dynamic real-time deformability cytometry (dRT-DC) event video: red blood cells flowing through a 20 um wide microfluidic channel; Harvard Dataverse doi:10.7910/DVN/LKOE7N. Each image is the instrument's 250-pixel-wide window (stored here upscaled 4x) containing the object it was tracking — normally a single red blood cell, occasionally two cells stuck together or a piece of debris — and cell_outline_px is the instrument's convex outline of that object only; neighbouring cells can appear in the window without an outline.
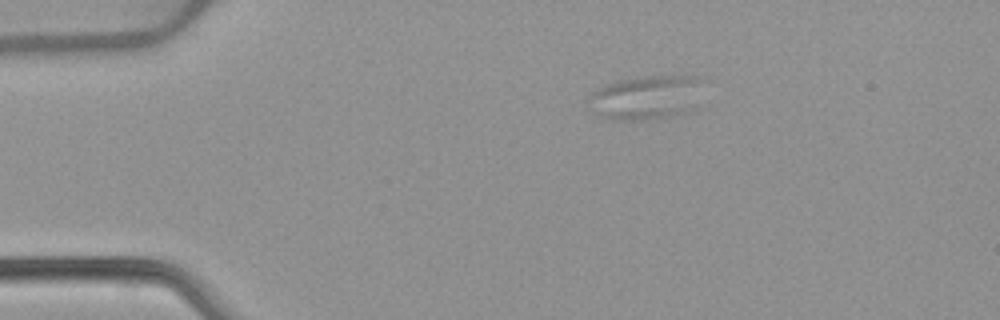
{"species": "common noctule bat (a hibernating species)", "species_latin": "Nyctalus noctula", "temperature_condition": "warm", "stored_images_in_passage": 45, "camera_frame_rate_fps": 3000, "um_per_image_px": 0.085, "animal": {"sex": "female", "body_mass_g": 22.7, "forearm_length_mm": 54.2}, "frame": {"image": 1, "passage_image": 1, "time_ms": 0.0, "image_size_px": [1000, 320], "cell_outline_px": [[704, 76], [696, 112], [648, 120], [604, 120], [588, 108], [588, 100], [592, 92], [596, 88], [604, 84], [620, 80], [640, 76]], "centroid_in_image_um": [54.96, 8.31], "position_along_channel_um": 30.0, "area_um2": 30.75}}
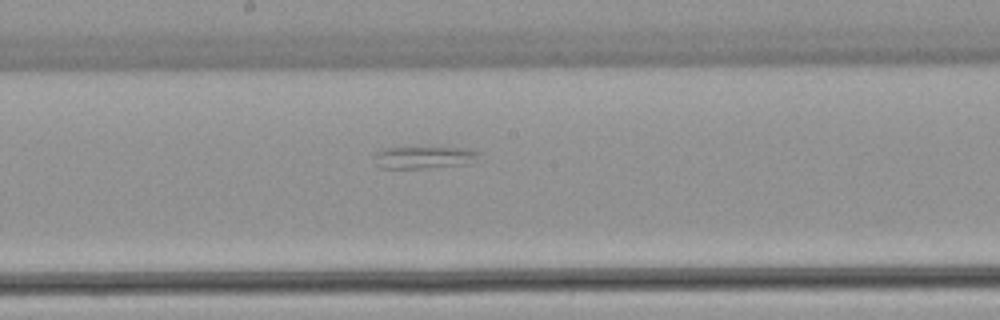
{"frame": {"image": 2, "passage_image": 20, "time_ms": 6.333, "image_size_px": [1000, 320], "cell_outline_px": [[484, 160], [476, 164], [428, 168], [380, 168], [376, 164], [376, 152], [384, 148], [472, 148], [480, 152]], "centroid_in_image_um": [36.27, 13.4], "position_along_channel_um": 211.9, "area_um2": 14.05}}
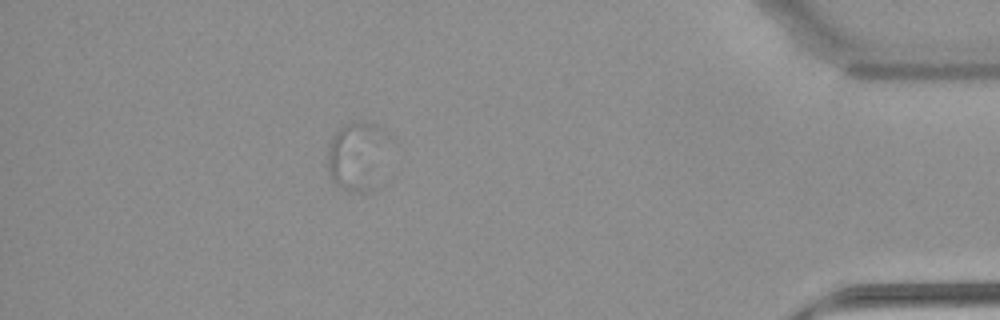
{"frame": {"image": 3, "passage_image": 39, "time_ms": 12.667, "image_size_px": [1000, 320], "cell_outline_px": [[380, 128], [364, 188], [344, 188], [336, 184], [332, 180], [328, 172], [328, 144], [332, 136], [344, 124], [360, 120], [376, 124]], "centroid_in_image_um": [29.93, 13.05], "position_along_channel_um": 405.3, "area_um2": 19.36}}